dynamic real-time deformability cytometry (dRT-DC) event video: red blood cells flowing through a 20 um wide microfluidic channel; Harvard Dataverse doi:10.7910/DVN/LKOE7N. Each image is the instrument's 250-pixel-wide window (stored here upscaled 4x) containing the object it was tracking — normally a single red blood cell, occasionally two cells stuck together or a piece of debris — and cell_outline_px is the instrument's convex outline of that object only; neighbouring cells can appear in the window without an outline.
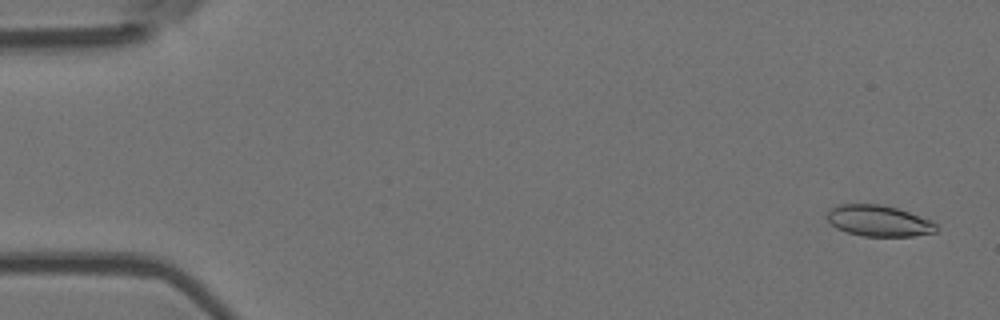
{"species": "Egyptian fruit bat (a non-hibernating species)", "species_latin": "Rousettus aegyptiacus", "temperature_condition": "room temperature", "stored_images_in_passage": 6, "segment_of_instrument_passage": [1, 2], "camera_frame_rate_fps": 3000, "um_per_image_px": 0.085, "animal": {"sex": "female"}, "frame": {"image": 1, "passage_image": 1, "time_ms": 0.0, "image_size_px": [1000, 320], "cell_outline_px": [[936, 232], [912, 236], [864, 236], [848, 232], [836, 228], [828, 220], [828, 212], [832, 208], [840, 204], [880, 204], [896, 208], [932, 220], [936, 224]], "centroid_in_image_um": [74.71, 18.77], "position_along_channel_um": 10.3, "area_um2": 19.54}}
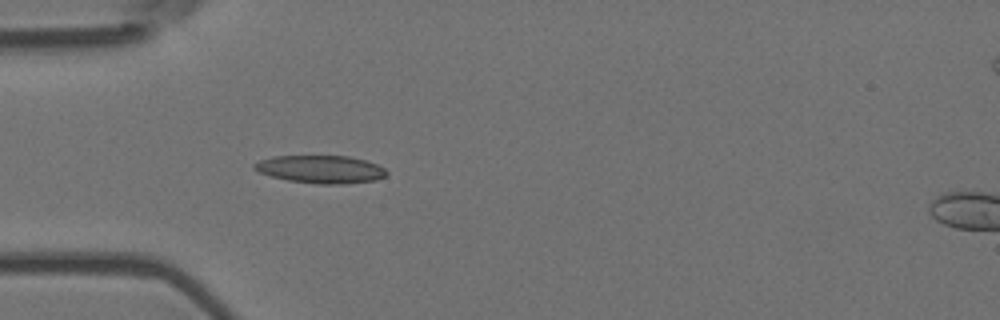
{"frame": {"image": 2, "passage_image": 5, "time_ms": 1.333, "image_size_px": [1000, 320], "cell_outline_px": [[388, 172], [384, 176], [376, 180], [344, 184], [316, 184], [288, 180], [272, 176], [260, 172], [252, 168], [252, 164], [260, 160], [272, 156], [348, 156], [364, 160], [376, 164], [384, 168]], "centroid_in_image_um": [27.24, 14.39], "position_along_channel_um": 57.8, "area_um2": 21.39}}